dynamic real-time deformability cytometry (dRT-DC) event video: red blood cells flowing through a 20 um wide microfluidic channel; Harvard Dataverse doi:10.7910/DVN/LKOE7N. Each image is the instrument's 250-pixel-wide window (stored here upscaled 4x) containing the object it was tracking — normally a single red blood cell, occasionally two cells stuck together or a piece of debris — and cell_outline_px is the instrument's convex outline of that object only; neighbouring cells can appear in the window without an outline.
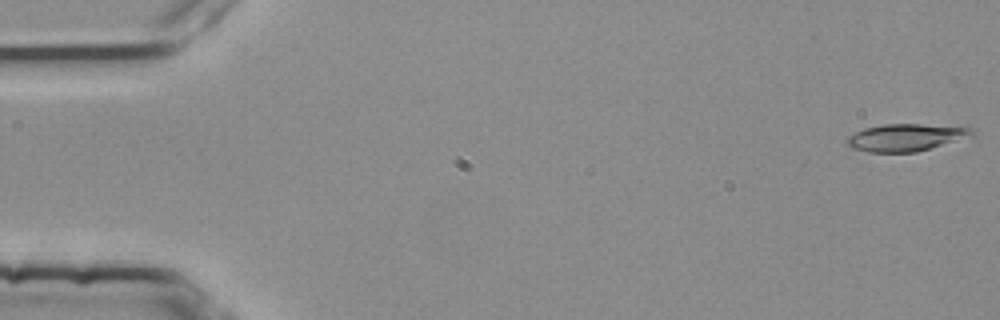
{"species": "common noctule bat (a hibernating species)", "species_latin": "Nyctalus noctula", "temperature_condition": "room temperature", "stored_images_in_passage": 5, "camera_frame_rate_fps": 3000, "um_per_image_px": 0.085, "animal": {"sex": "female", "body_mass_g": 25.1}, "frame": {"image": 1, "passage_image": 1, "time_ms": 0.0, "image_size_px": [1000, 320], "cell_outline_px": [[976, 132], [972, 136], [916, 152], [868, 152], [852, 148], [844, 140], [848, 136], [864, 128], [884, 124], [964, 124], [972, 128]], "centroid_in_image_um": [77.09, 11.65], "position_along_channel_um": 7.9, "area_um2": 20.35}}
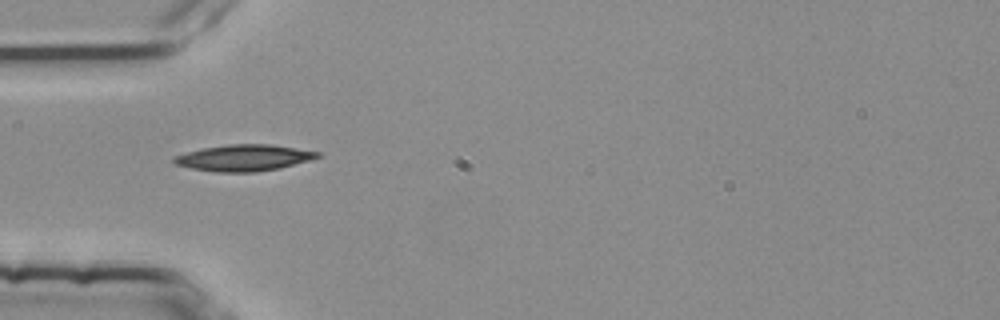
{"frame": {"image": 2, "passage_image": 4, "time_ms": 1.0, "image_size_px": [1000, 320], "cell_outline_px": [[324, 152], [320, 156], [312, 160], [280, 168], [256, 172], [216, 172], [192, 168], [172, 164], [172, 156], [204, 148], [228, 144], [272, 144]], "centroid_in_image_um": [20.77, 13.41], "position_along_channel_um": 64.2, "area_um2": 22.31}}